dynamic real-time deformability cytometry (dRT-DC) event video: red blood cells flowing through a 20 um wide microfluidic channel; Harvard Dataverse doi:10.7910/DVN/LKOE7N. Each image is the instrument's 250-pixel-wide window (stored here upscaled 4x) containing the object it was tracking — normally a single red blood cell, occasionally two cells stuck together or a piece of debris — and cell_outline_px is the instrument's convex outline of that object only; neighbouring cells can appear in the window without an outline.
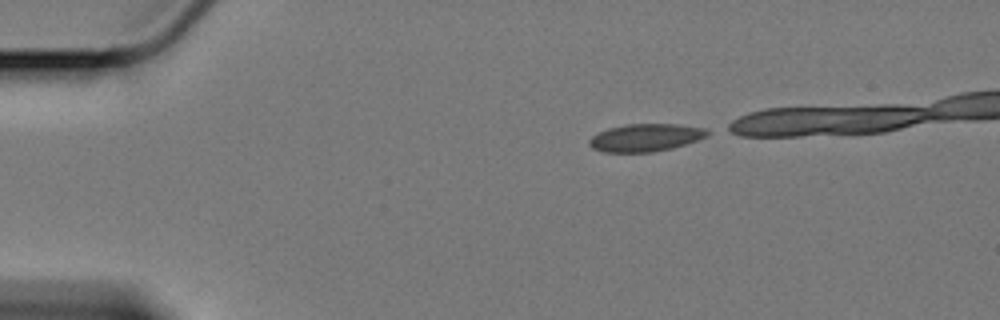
{"species": "Egyptian fruit bat (a non-hibernating species)", "species_latin": "Rousettus aegyptiacus", "temperature_condition": "cold", "stored_images_in_passage": 9, "camera_frame_rate_fps": 3000, "um_per_image_px": 0.085, "animal": {"sex": "female"}, "frame": {"image": 1, "passage_image": 1, "time_ms": 0.0, "image_size_px": [1000, 320], "cell_outline_px": [[708, 132], [704, 136], [696, 140], [672, 148], [652, 152], [604, 152], [592, 148], [588, 144], [588, 140], [592, 136], [608, 128], [628, 124], [676, 124], [704, 128]], "centroid_in_image_um": [54.8, 11.7], "position_along_channel_um": 30.2, "area_um2": 18.73}}
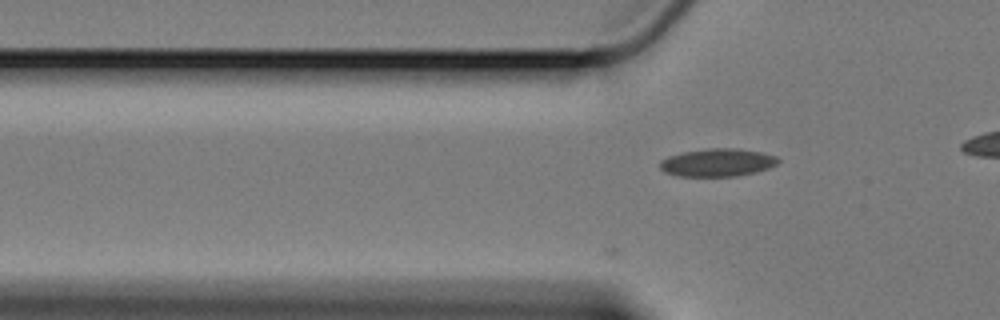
{"frame": {"image": 2, "passage_image": 9, "time_ms": 2.667, "image_size_px": [1000, 320], "cell_outline_px": [[780, 160], [776, 164], [768, 168], [736, 176], [680, 176], [664, 172], [660, 168], [660, 160], [668, 156], [680, 152], [704, 148], [736, 148], [760, 152], [776, 156]], "centroid_in_image_um": [60.93, 13.8], "position_along_channel_um": 64.9, "area_um2": 19.19}}